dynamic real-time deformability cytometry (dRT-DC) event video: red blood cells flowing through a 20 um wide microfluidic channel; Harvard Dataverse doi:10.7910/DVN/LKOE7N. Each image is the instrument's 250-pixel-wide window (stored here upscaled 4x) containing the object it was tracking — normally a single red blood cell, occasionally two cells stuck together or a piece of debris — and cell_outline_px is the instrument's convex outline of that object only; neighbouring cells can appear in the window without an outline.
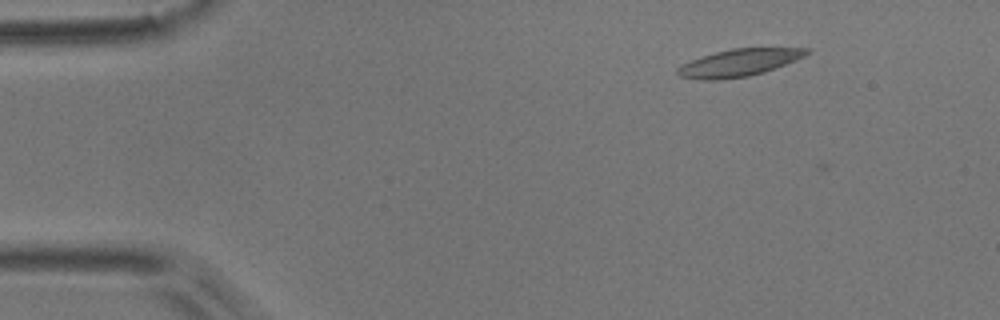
{"species": "common noctule bat (a hibernating species)", "species_latin": "Nyctalus noctula", "temperature_condition": "room temperature", "stored_images_in_passage": 5, "camera_frame_rate_fps": 3000, "um_per_image_px": 0.085, "animal": {"sex": "male", "body_mass_g": 17.9}, "frame": {"image": 1, "passage_image": 2, "time_ms": 0.333, "image_size_px": [1000, 320], "cell_outline_px": [[812, 52], [804, 56], [764, 72], [748, 76], [720, 80], [700, 80], [680, 76], [676, 72], [676, 68], [680, 64], [716, 52], [732, 48], [812, 48]], "centroid_in_image_um": [62.8, 5.33], "position_along_channel_um": 22.2, "area_um2": 20.4}}
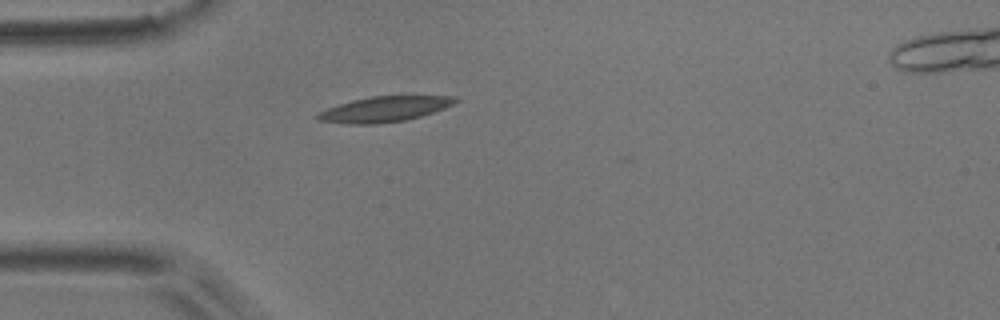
{"frame": {"image": 2, "passage_image": 4, "time_ms": 1.0, "image_size_px": [1000, 320], "cell_outline_px": [[460, 100], [444, 108], [420, 116], [404, 120], [376, 124], [348, 124], [316, 120], [316, 112], [352, 100], [372, 96], [456, 96]], "centroid_in_image_um": [32.64, 9.28], "position_along_channel_um": 52.4, "area_um2": 20.23}}